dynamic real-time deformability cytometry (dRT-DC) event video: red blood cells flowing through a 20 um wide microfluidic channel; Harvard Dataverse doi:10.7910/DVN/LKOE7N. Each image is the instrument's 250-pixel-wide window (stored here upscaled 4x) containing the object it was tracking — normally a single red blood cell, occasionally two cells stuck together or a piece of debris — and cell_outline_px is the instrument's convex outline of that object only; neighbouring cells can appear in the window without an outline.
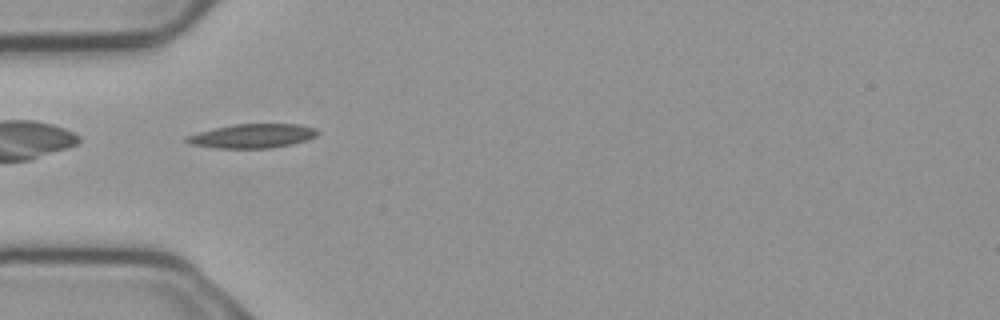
{"species": "common noctule bat (a hibernating species)", "species_latin": "Nyctalus noctula", "temperature_condition": "cold", "stored_images_in_passage": 5, "camera_frame_rate_fps": 3000, "um_per_image_px": 0.085, "animal": {"sex": "male", "body_mass_g": 23.1, "forearm_length_mm": 52.7}, "frame": {"image": 1, "passage_image": 1, "time_ms": 0.0, "image_size_px": [1000, 320], "cell_outline_px": [[320, 132], [316, 136], [308, 140], [292, 144], [272, 148], [216, 148], [188, 144], [184, 140], [184, 136], [216, 128], [236, 124], [296, 124], [316, 128]], "centroid_in_image_um": [21.47, 11.56], "position_along_channel_um": 63.5, "area_um2": 18.44}}
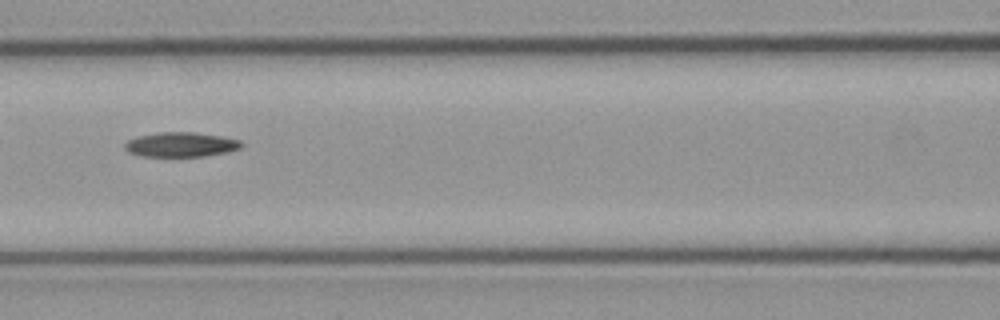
{"frame": {"image": 2, "passage_image": 3, "time_ms": 0.667, "image_size_px": [1000, 320], "cell_outline_px": [[244, 144], [240, 148], [228, 152], [200, 156], [144, 156], [128, 152], [124, 148], [124, 144], [128, 140], [136, 136], [160, 132], [196, 132], [220, 136], [240, 140]], "centroid_in_image_um": [15.37, 12.28], "position_along_channel_um": 151.2, "area_um2": 16.7}}
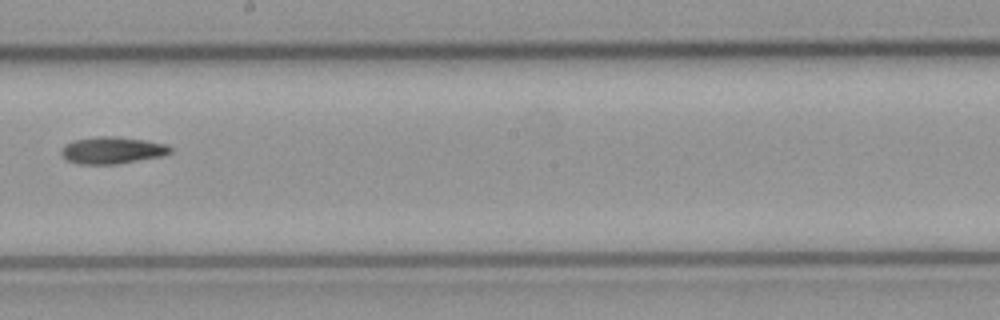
{"frame": {"image": 3, "passage_image": 5, "time_ms": 1.333, "image_size_px": [1000, 320], "cell_outline_px": [[172, 152], [160, 156], [116, 164], [80, 164], [68, 160], [64, 156], [64, 144], [72, 140], [96, 136], [116, 136], [144, 140], [168, 144], [172, 148]], "centroid_in_image_um": [9.57, 12.75], "position_along_channel_um": 238.6, "area_um2": 16.94}}